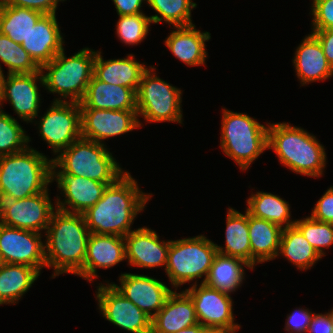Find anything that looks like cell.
Wrapping results in <instances>:
<instances>
[{
  "label": "cell",
  "mask_w": 333,
  "mask_h": 333,
  "mask_svg": "<svg viewBox=\"0 0 333 333\" xmlns=\"http://www.w3.org/2000/svg\"><path fill=\"white\" fill-rule=\"evenodd\" d=\"M204 333H227V332L219 331V330H206Z\"/></svg>",
  "instance_id": "48"
},
{
  "label": "cell",
  "mask_w": 333,
  "mask_h": 333,
  "mask_svg": "<svg viewBox=\"0 0 333 333\" xmlns=\"http://www.w3.org/2000/svg\"><path fill=\"white\" fill-rule=\"evenodd\" d=\"M118 16L134 15L142 12V4L146 3L147 0H112ZM146 1V2H145Z\"/></svg>",
  "instance_id": "45"
},
{
  "label": "cell",
  "mask_w": 333,
  "mask_h": 333,
  "mask_svg": "<svg viewBox=\"0 0 333 333\" xmlns=\"http://www.w3.org/2000/svg\"><path fill=\"white\" fill-rule=\"evenodd\" d=\"M198 324L194 304L183 290L172 291L164 306L152 317L151 333H175Z\"/></svg>",
  "instance_id": "22"
},
{
  "label": "cell",
  "mask_w": 333,
  "mask_h": 333,
  "mask_svg": "<svg viewBox=\"0 0 333 333\" xmlns=\"http://www.w3.org/2000/svg\"><path fill=\"white\" fill-rule=\"evenodd\" d=\"M80 108L101 110H137L136 92L128 87L91 78Z\"/></svg>",
  "instance_id": "26"
},
{
  "label": "cell",
  "mask_w": 333,
  "mask_h": 333,
  "mask_svg": "<svg viewBox=\"0 0 333 333\" xmlns=\"http://www.w3.org/2000/svg\"><path fill=\"white\" fill-rule=\"evenodd\" d=\"M310 216L320 222L333 223V186L317 201Z\"/></svg>",
  "instance_id": "41"
},
{
  "label": "cell",
  "mask_w": 333,
  "mask_h": 333,
  "mask_svg": "<svg viewBox=\"0 0 333 333\" xmlns=\"http://www.w3.org/2000/svg\"><path fill=\"white\" fill-rule=\"evenodd\" d=\"M40 273L27 265L5 263L0 268V305L17 304Z\"/></svg>",
  "instance_id": "29"
},
{
  "label": "cell",
  "mask_w": 333,
  "mask_h": 333,
  "mask_svg": "<svg viewBox=\"0 0 333 333\" xmlns=\"http://www.w3.org/2000/svg\"><path fill=\"white\" fill-rule=\"evenodd\" d=\"M0 62L8 67V74L33 73L40 70L21 44L1 33ZM1 63L0 68H2Z\"/></svg>",
  "instance_id": "35"
},
{
  "label": "cell",
  "mask_w": 333,
  "mask_h": 333,
  "mask_svg": "<svg viewBox=\"0 0 333 333\" xmlns=\"http://www.w3.org/2000/svg\"><path fill=\"white\" fill-rule=\"evenodd\" d=\"M215 244L204 235L170 241L164 270L175 290L203 276L201 283H205L218 253Z\"/></svg>",
  "instance_id": "8"
},
{
  "label": "cell",
  "mask_w": 333,
  "mask_h": 333,
  "mask_svg": "<svg viewBox=\"0 0 333 333\" xmlns=\"http://www.w3.org/2000/svg\"><path fill=\"white\" fill-rule=\"evenodd\" d=\"M205 331L206 329L200 323H198L194 326L181 329L180 331H177L175 333H204Z\"/></svg>",
  "instance_id": "46"
},
{
  "label": "cell",
  "mask_w": 333,
  "mask_h": 333,
  "mask_svg": "<svg viewBox=\"0 0 333 333\" xmlns=\"http://www.w3.org/2000/svg\"><path fill=\"white\" fill-rule=\"evenodd\" d=\"M52 183V159L27 146L0 157V199H23L39 194Z\"/></svg>",
  "instance_id": "4"
},
{
  "label": "cell",
  "mask_w": 333,
  "mask_h": 333,
  "mask_svg": "<svg viewBox=\"0 0 333 333\" xmlns=\"http://www.w3.org/2000/svg\"><path fill=\"white\" fill-rule=\"evenodd\" d=\"M134 54L127 58L104 60L101 51H96L93 76L103 82L128 87L137 92L143 73L148 69L138 62Z\"/></svg>",
  "instance_id": "24"
},
{
  "label": "cell",
  "mask_w": 333,
  "mask_h": 333,
  "mask_svg": "<svg viewBox=\"0 0 333 333\" xmlns=\"http://www.w3.org/2000/svg\"><path fill=\"white\" fill-rule=\"evenodd\" d=\"M38 81L40 87H44L40 70L33 73L7 74L6 77L4 75L0 92V109L5 100L9 101L19 118L27 123L34 122L39 116L42 100Z\"/></svg>",
  "instance_id": "16"
},
{
  "label": "cell",
  "mask_w": 333,
  "mask_h": 333,
  "mask_svg": "<svg viewBox=\"0 0 333 333\" xmlns=\"http://www.w3.org/2000/svg\"><path fill=\"white\" fill-rule=\"evenodd\" d=\"M81 137L104 144L110 137L120 136L142 126L137 110H101L80 108Z\"/></svg>",
  "instance_id": "15"
},
{
  "label": "cell",
  "mask_w": 333,
  "mask_h": 333,
  "mask_svg": "<svg viewBox=\"0 0 333 333\" xmlns=\"http://www.w3.org/2000/svg\"><path fill=\"white\" fill-rule=\"evenodd\" d=\"M31 138L19 122L0 109V157L24 150Z\"/></svg>",
  "instance_id": "36"
},
{
  "label": "cell",
  "mask_w": 333,
  "mask_h": 333,
  "mask_svg": "<svg viewBox=\"0 0 333 333\" xmlns=\"http://www.w3.org/2000/svg\"><path fill=\"white\" fill-rule=\"evenodd\" d=\"M3 68H0V92L2 89V83H3V79H4V74H3Z\"/></svg>",
  "instance_id": "47"
},
{
  "label": "cell",
  "mask_w": 333,
  "mask_h": 333,
  "mask_svg": "<svg viewBox=\"0 0 333 333\" xmlns=\"http://www.w3.org/2000/svg\"><path fill=\"white\" fill-rule=\"evenodd\" d=\"M268 149L278 160L296 174L321 177L326 167L324 146L304 128L289 123L268 124Z\"/></svg>",
  "instance_id": "3"
},
{
  "label": "cell",
  "mask_w": 333,
  "mask_h": 333,
  "mask_svg": "<svg viewBox=\"0 0 333 333\" xmlns=\"http://www.w3.org/2000/svg\"><path fill=\"white\" fill-rule=\"evenodd\" d=\"M95 57L96 51L88 47L68 58L63 49L54 59L40 67L45 90L60 95L54 101H82L93 77Z\"/></svg>",
  "instance_id": "6"
},
{
  "label": "cell",
  "mask_w": 333,
  "mask_h": 333,
  "mask_svg": "<svg viewBox=\"0 0 333 333\" xmlns=\"http://www.w3.org/2000/svg\"><path fill=\"white\" fill-rule=\"evenodd\" d=\"M278 256L287 258L300 271L310 269L322 258L295 225L282 230Z\"/></svg>",
  "instance_id": "32"
},
{
  "label": "cell",
  "mask_w": 333,
  "mask_h": 333,
  "mask_svg": "<svg viewBox=\"0 0 333 333\" xmlns=\"http://www.w3.org/2000/svg\"><path fill=\"white\" fill-rule=\"evenodd\" d=\"M250 268L242 259L217 253L210 268L205 284L233 293L245 279L244 267Z\"/></svg>",
  "instance_id": "31"
},
{
  "label": "cell",
  "mask_w": 333,
  "mask_h": 333,
  "mask_svg": "<svg viewBox=\"0 0 333 333\" xmlns=\"http://www.w3.org/2000/svg\"><path fill=\"white\" fill-rule=\"evenodd\" d=\"M157 14L151 15L152 23L164 21L173 27L193 25L191 10L197 7L192 0H147Z\"/></svg>",
  "instance_id": "34"
},
{
  "label": "cell",
  "mask_w": 333,
  "mask_h": 333,
  "mask_svg": "<svg viewBox=\"0 0 333 333\" xmlns=\"http://www.w3.org/2000/svg\"><path fill=\"white\" fill-rule=\"evenodd\" d=\"M90 231L83 214L56 209L45 231L46 267L52 278L63 273L76 275L84 265Z\"/></svg>",
  "instance_id": "2"
},
{
  "label": "cell",
  "mask_w": 333,
  "mask_h": 333,
  "mask_svg": "<svg viewBox=\"0 0 333 333\" xmlns=\"http://www.w3.org/2000/svg\"><path fill=\"white\" fill-rule=\"evenodd\" d=\"M151 17L144 13L119 16L116 24L118 39L125 45H138L149 33Z\"/></svg>",
  "instance_id": "38"
},
{
  "label": "cell",
  "mask_w": 333,
  "mask_h": 333,
  "mask_svg": "<svg viewBox=\"0 0 333 333\" xmlns=\"http://www.w3.org/2000/svg\"><path fill=\"white\" fill-rule=\"evenodd\" d=\"M191 298L198 323L206 330H219L236 333L241 326L234 322L233 299L231 293L213 288L205 283L197 284L184 290Z\"/></svg>",
  "instance_id": "10"
},
{
  "label": "cell",
  "mask_w": 333,
  "mask_h": 333,
  "mask_svg": "<svg viewBox=\"0 0 333 333\" xmlns=\"http://www.w3.org/2000/svg\"><path fill=\"white\" fill-rule=\"evenodd\" d=\"M220 147L241 170L268 149V124H260L246 113L222 109Z\"/></svg>",
  "instance_id": "7"
},
{
  "label": "cell",
  "mask_w": 333,
  "mask_h": 333,
  "mask_svg": "<svg viewBox=\"0 0 333 333\" xmlns=\"http://www.w3.org/2000/svg\"><path fill=\"white\" fill-rule=\"evenodd\" d=\"M54 180L61 195L65 197L60 200L61 197L57 196L55 199L57 209L77 214H83L94 206L108 186L106 183L68 174H52V182Z\"/></svg>",
  "instance_id": "18"
},
{
  "label": "cell",
  "mask_w": 333,
  "mask_h": 333,
  "mask_svg": "<svg viewBox=\"0 0 333 333\" xmlns=\"http://www.w3.org/2000/svg\"><path fill=\"white\" fill-rule=\"evenodd\" d=\"M313 314L309 309L294 310L287 316L284 329L289 333H308Z\"/></svg>",
  "instance_id": "40"
},
{
  "label": "cell",
  "mask_w": 333,
  "mask_h": 333,
  "mask_svg": "<svg viewBox=\"0 0 333 333\" xmlns=\"http://www.w3.org/2000/svg\"><path fill=\"white\" fill-rule=\"evenodd\" d=\"M311 5V29H333V0H313Z\"/></svg>",
  "instance_id": "39"
},
{
  "label": "cell",
  "mask_w": 333,
  "mask_h": 333,
  "mask_svg": "<svg viewBox=\"0 0 333 333\" xmlns=\"http://www.w3.org/2000/svg\"><path fill=\"white\" fill-rule=\"evenodd\" d=\"M311 33L320 42L324 55L333 68V29L312 30Z\"/></svg>",
  "instance_id": "44"
},
{
  "label": "cell",
  "mask_w": 333,
  "mask_h": 333,
  "mask_svg": "<svg viewBox=\"0 0 333 333\" xmlns=\"http://www.w3.org/2000/svg\"><path fill=\"white\" fill-rule=\"evenodd\" d=\"M170 35L165 39L169 51L187 66L206 64V41L211 38L210 32H201L195 25L172 27Z\"/></svg>",
  "instance_id": "25"
},
{
  "label": "cell",
  "mask_w": 333,
  "mask_h": 333,
  "mask_svg": "<svg viewBox=\"0 0 333 333\" xmlns=\"http://www.w3.org/2000/svg\"><path fill=\"white\" fill-rule=\"evenodd\" d=\"M293 65L300 84L332 78L333 68L328 63L318 39L311 33L302 40L296 49Z\"/></svg>",
  "instance_id": "23"
},
{
  "label": "cell",
  "mask_w": 333,
  "mask_h": 333,
  "mask_svg": "<svg viewBox=\"0 0 333 333\" xmlns=\"http://www.w3.org/2000/svg\"><path fill=\"white\" fill-rule=\"evenodd\" d=\"M126 172L105 144L82 137L52 158V174L85 177L108 186Z\"/></svg>",
  "instance_id": "5"
},
{
  "label": "cell",
  "mask_w": 333,
  "mask_h": 333,
  "mask_svg": "<svg viewBox=\"0 0 333 333\" xmlns=\"http://www.w3.org/2000/svg\"><path fill=\"white\" fill-rule=\"evenodd\" d=\"M39 11L0 4V33L18 44L26 40L31 28L43 16Z\"/></svg>",
  "instance_id": "33"
},
{
  "label": "cell",
  "mask_w": 333,
  "mask_h": 333,
  "mask_svg": "<svg viewBox=\"0 0 333 333\" xmlns=\"http://www.w3.org/2000/svg\"><path fill=\"white\" fill-rule=\"evenodd\" d=\"M48 190L23 199H0V223L39 233L46 231L57 209Z\"/></svg>",
  "instance_id": "12"
},
{
  "label": "cell",
  "mask_w": 333,
  "mask_h": 333,
  "mask_svg": "<svg viewBox=\"0 0 333 333\" xmlns=\"http://www.w3.org/2000/svg\"><path fill=\"white\" fill-rule=\"evenodd\" d=\"M126 259L124 237L90 233L83 268L76 274L85 280L98 278V268H112Z\"/></svg>",
  "instance_id": "20"
},
{
  "label": "cell",
  "mask_w": 333,
  "mask_h": 333,
  "mask_svg": "<svg viewBox=\"0 0 333 333\" xmlns=\"http://www.w3.org/2000/svg\"><path fill=\"white\" fill-rule=\"evenodd\" d=\"M248 230L251 246V268L278 257L282 228L265 219L248 213Z\"/></svg>",
  "instance_id": "27"
},
{
  "label": "cell",
  "mask_w": 333,
  "mask_h": 333,
  "mask_svg": "<svg viewBox=\"0 0 333 333\" xmlns=\"http://www.w3.org/2000/svg\"><path fill=\"white\" fill-rule=\"evenodd\" d=\"M59 25L56 14H44L21 44L39 67L50 62L64 49L65 40Z\"/></svg>",
  "instance_id": "21"
},
{
  "label": "cell",
  "mask_w": 333,
  "mask_h": 333,
  "mask_svg": "<svg viewBox=\"0 0 333 333\" xmlns=\"http://www.w3.org/2000/svg\"><path fill=\"white\" fill-rule=\"evenodd\" d=\"M42 236L39 232L0 223V253L4 263L27 265L41 274L46 267Z\"/></svg>",
  "instance_id": "14"
},
{
  "label": "cell",
  "mask_w": 333,
  "mask_h": 333,
  "mask_svg": "<svg viewBox=\"0 0 333 333\" xmlns=\"http://www.w3.org/2000/svg\"><path fill=\"white\" fill-rule=\"evenodd\" d=\"M246 211L257 218L270 221L282 229L293 226L290 205L286 200L272 193L258 191L247 198Z\"/></svg>",
  "instance_id": "30"
},
{
  "label": "cell",
  "mask_w": 333,
  "mask_h": 333,
  "mask_svg": "<svg viewBox=\"0 0 333 333\" xmlns=\"http://www.w3.org/2000/svg\"><path fill=\"white\" fill-rule=\"evenodd\" d=\"M309 333H333V316L331 311L328 313L313 314L309 329Z\"/></svg>",
  "instance_id": "43"
},
{
  "label": "cell",
  "mask_w": 333,
  "mask_h": 333,
  "mask_svg": "<svg viewBox=\"0 0 333 333\" xmlns=\"http://www.w3.org/2000/svg\"><path fill=\"white\" fill-rule=\"evenodd\" d=\"M4 264H5V263H4L3 259H2L1 253H0V268H1Z\"/></svg>",
  "instance_id": "49"
},
{
  "label": "cell",
  "mask_w": 333,
  "mask_h": 333,
  "mask_svg": "<svg viewBox=\"0 0 333 333\" xmlns=\"http://www.w3.org/2000/svg\"><path fill=\"white\" fill-rule=\"evenodd\" d=\"M151 197L152 194L141 191L127 171L114 184L107 186L101 199L83 213L90 233L125 237L132 231L134 219Z\"/></svg>",
  "instance_id": "1"
},
{
  "label": "cell",
  "mask_w": 333,
  "mask_h": 333,
  "mask_svg": "<svg viewBox=\"0 0 333 333\" xmlns=\"http://www.w3.org/2000/svg\"><path fill=\"white\" fill-rule=\"evenodd\" d=\"M150 66L142 75L136 92L138 117L152 122H177L182 124V90L165 82Z\"/></svg>",
  "instance_id": "9"
},
{
  "label": "cell",
  "mask_w": 333,
  "mask_h": 333,
  "mask_svg": "<svg viewBox=\"0 0 333 333\" xmlns=\"http://www.w3.org/2000/svg\"><path fill=\"white\" fill-rule=\"evenodd\" d=\"M156 231L148 227L133 229L125 237L126 260L130 266L166 269L167 254L171 240H159Z\"/></svg>",
  "instance_id": "19"
},
{
  "label": "cell",
  "mask_w": 333,
  "mask_h": 333,
  "mask_svg": "<svg viewBox=\"0 0 333 333\" xmlns=\"http://www.w3.org/2000/svg\"><path fill=\"white\" fill-rule=\"evenodd\" d=\"M39 120H35L39 136L51 146L54 155L81 138V110L77 102L53 101Z\"/></svg>",
  "instance_id": "11"
},
{
  "label": "cell",
  "mask_w": 333,
  "mask_h": 333,
  "mask_svg": "<svg viewBox=\"0 0 333 333\" xmlns=\"http://www.w3.org/2000/svg\"><path fill=\"white\" fill-rule=\"evenodd\" d=\"M225 247L216 245L217 252L242 259L251 267V246L248 230V212L244 214L228 208L226 215Z\"/></svg>",
  "instance_id": "28"
},
{
  "label": "cell",
  "mask_w": 333,
  "mask_h": 333,
  "mask_svg": "<svg viewBox=\"0 0 333 333\" xmlns=\"http://www.w3.org/2000/svg\"><path fill=\"white\" fill-rule=\"evenodd\" d=\"M294 225L321 257L326 256L324 250L333 245V223L320 222L308 216L296 219Z\"/></svg>",
  "instance_id": "37"
},
{
  "label": "cell",
  "mask_w": 333,
  "mask_h": 333,
  "mask_svg": "<svg viewBox=\"0 0 333 333\" xmlns=\"http://www.w3.org/2000/svg\"><path fill=\"white\" fill-rule=\"evenodd\" d=\"M97 286L96 300L103 317L131 333H151V320L145 312L128 300L112 283Z\"/></svg>",
  "instance_id": "13"
},
{
  "label": "cell",
  "mask_w": 333,
  "mask_h": 333,
  "mask_svg": "<svg viewBox=\"0 0 333 333\" xmlns=\"http://www.w3.org/2000/svg\"><path fill=\"white\" fill-rule=\"evenodd\" d=\"M66 0H4L9 6L32 9L42 14H56L59 2Z\"/></svg>",
  "instance_id": "42"
},
{
  "label": "cell",
  "mask_w": 333,
  "mask_h": 333,
  "mask_svg": "<svg viewBox=\"0 0 333 333\" xmlns=\"http://www.w3.org/2000/svg\"><path fill=\"white\" fill-rule=\"evenodd\" d=\"M119 282L121 285L111 283L151 318L164 306L167 297L172 292V289L165 283L147 275L121 273Z\"/></svg>",
  "instance_id": "17"
}]
</instances>
